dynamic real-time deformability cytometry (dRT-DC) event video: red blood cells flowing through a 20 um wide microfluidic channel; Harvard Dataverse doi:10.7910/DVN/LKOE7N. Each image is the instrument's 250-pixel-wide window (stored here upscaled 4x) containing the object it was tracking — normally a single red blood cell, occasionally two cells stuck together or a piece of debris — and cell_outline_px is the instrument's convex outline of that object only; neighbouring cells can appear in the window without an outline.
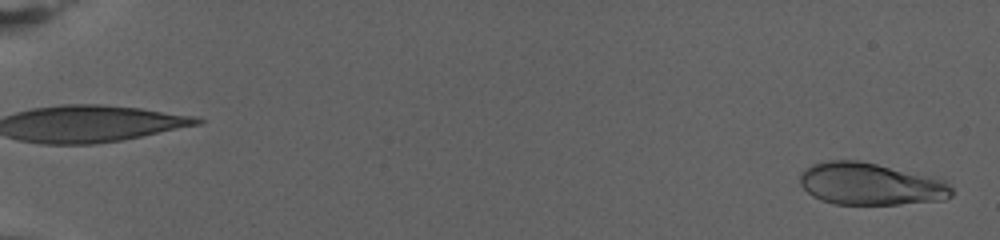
{"species": "human", "species_latin": "Homo sapiens", "temperature_condition": "warm", "stored_images_in_passage": 80, "camera_frame_rate_fps": 3000, "um_per_image_px": 0.085, "donor": {"sex": "female"}, "frame": {"image": 1, "passage_image": 1, "time_ms": 0.0, "image_size_px": [1000, 240], "cell_outline_px": [[952, 196], [944, 200], [900, 204], [832, 204], [820, 200], [812, 196], [800, 184], [800, 172], [804, 168], [812, 164], [828, 160], [856, 160], [876, 164], [932, 176], [944, 180], [952, 188]], "centroid_in_image_um": [73.97, 15.64], "position_along_channel_um": 11.0, "area_um2": 37.45}}
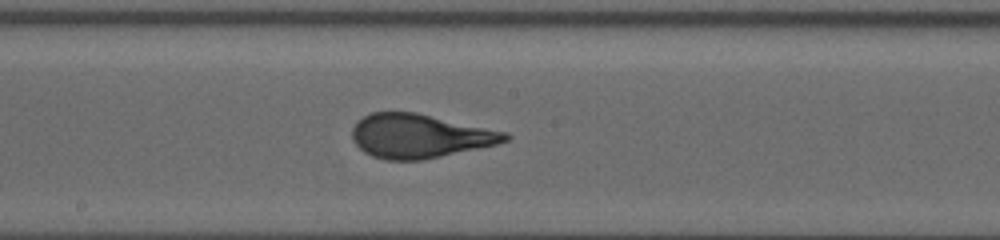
{"frame": {"image": 2, "passage_image": 46, "time_ms": 15.0, "image_size_px": [1000, 240], "cell_outline_px": [[512, 136], [508, 140], [496, 144], [424, 160], [384, 160], [372, 156], [364, 152], [352, 140], [352, 128], [356, 120], [372, 112], [416, 112], [508, 132]], "centroid_in_image_um": [35.65, 11.56], "position_along_channel_um": 212.5, "area_um2": 39.3}}
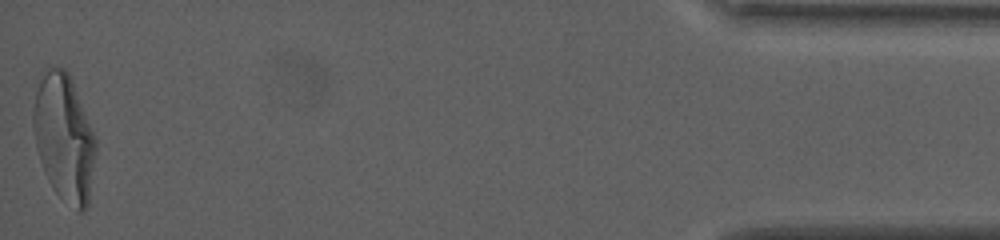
{"frame": {"image": 3, "passage_image": 80, "time_ms": 26.333, "image_size_px": [1000, 240], "cell_outline_px": [[96, 152], [88, 208], [84, 212], [76, 212], [52, 188], [44, 172], [36, 148], [32, 124], [32, 116], [36, 92], [44, 68], [52, 64], [64, 68], [68, 72], [72, 80], [96, 136]], "centroid_in_image_um": [5.46, 11.7], "position_along_channel_um": 429.7, "area_um2": 46.88}, "authors_computed_cell_mechanics": {"area_um2": 38.9861, "velocity_mm_per_s": 2.6143, "shape_relaxation_time_tau1_ms": 6.382, "shape_relaxation_time_tau2_ms": null, "deformation_change_tau1": 0.2448, "deformation_change_tau2": null}}